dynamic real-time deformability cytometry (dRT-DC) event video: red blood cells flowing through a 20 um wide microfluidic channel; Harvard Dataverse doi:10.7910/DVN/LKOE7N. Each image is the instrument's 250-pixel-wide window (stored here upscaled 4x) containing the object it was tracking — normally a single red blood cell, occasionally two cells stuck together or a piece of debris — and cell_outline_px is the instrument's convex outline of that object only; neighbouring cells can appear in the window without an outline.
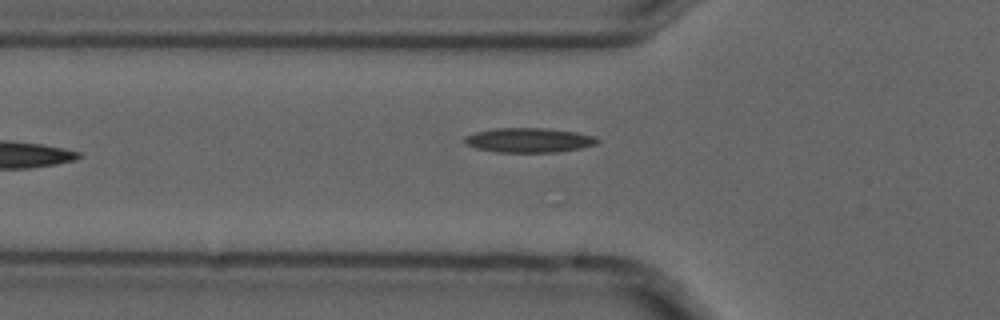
{"species": "common noctule bat (a hibernating species)", "species_latin": "Nyctalus noctula", "temperature_condition": "cold", "stored_images_in_passage": 6, "camera_frame_rate_fps": 3000, "um_per_image_px": 0.085, "animal": {"sex": "male", "forearm_length_mm": 52.5}, "frame": {"image": 1, "passage_image": 6, "time_ms": 1.667, "image_size_px": [1000, 320], "cell_outline_px": [[600, 140], [596, 144], [580, 148], [556, 152], [496, 152], [476, 148], [464, 144], [464, 136], [476, 132], [496, 128], [544, 128], [576, 132], [596, 136]], "centroid_in_image_um": [44.95, 11.91], "position_along_channel_um": 80.9, "area_um2": 19.02}}